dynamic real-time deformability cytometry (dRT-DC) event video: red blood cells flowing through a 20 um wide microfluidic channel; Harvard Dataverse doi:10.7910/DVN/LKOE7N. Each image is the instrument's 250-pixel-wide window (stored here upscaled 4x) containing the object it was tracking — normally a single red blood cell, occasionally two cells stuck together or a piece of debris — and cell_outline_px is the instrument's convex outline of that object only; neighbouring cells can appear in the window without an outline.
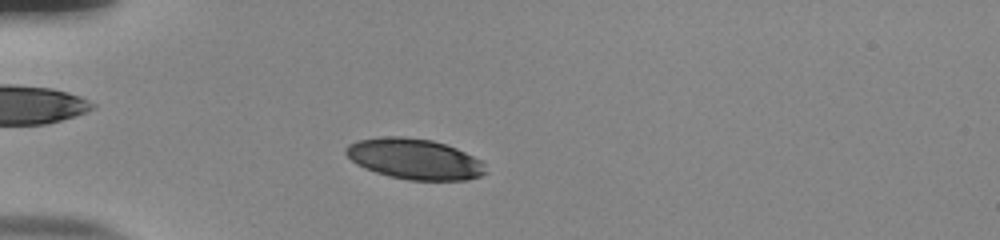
{"species": "human", "species_latin": "Homo sapiens", "temperature_condition": "room temperature", "stored_images_in_passage": 49, "camera_frame_rate_fps": 3000, "um_per_image_px": 0.085, "donor": {"sex": "male"}, "frame": {"image": 1, "passage_image": 10, "time_ms": 3.0, "image_size_px": [1000, 240], "cell_outline_px": [[488, 172], [480, 176], [468, 180], [408, 180], [388, 176], [364, 168], [356, 164], [344, 152], [344, 148], [348, 144], [356, 140], [384, 136], [404, 136], [432, 140], [456, 148], [480, 160], [484, 164]], "centroid_in_image_um": [35.21, 13.51], "position_along_channel_um": 49.8, "area_um2": 33.23}}
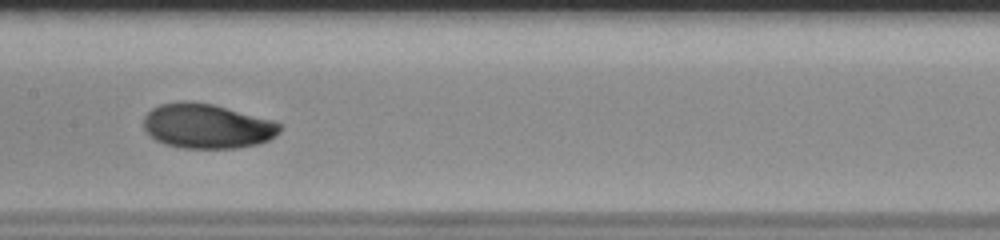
{"frame": {"image": 2, "passage_image": 23, "time_ms": 7.333, "image_size_px": [1000, 240], "cell_outline_px": [[284, 124], [280, 132], [276, 136], [268, 140], [256, 144], [236, 148], [184, 148], [164, 144], [156, 140], [144, 128], [144, 116], [152, 108], [160, 104], [180, 100], [184, 100], [212, 104], [272, 120]], "centroid_in_image_um": [17.61, 10.71], "position_along_channel_um": 189.8, "area_um2": 35.49}}
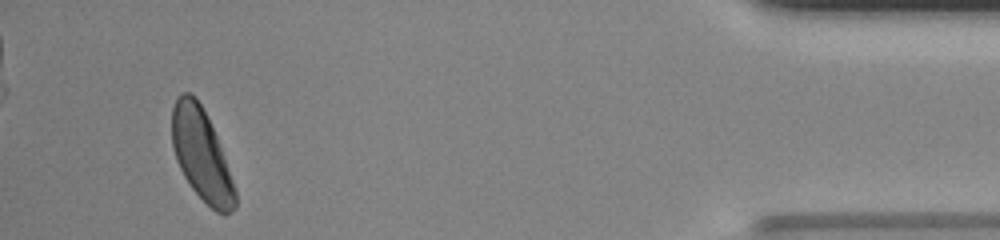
{"frame": {"image": 3, "passage_image": 46, "time_ms": 15.0, "image_size_px": [1000, 240], "cell_outline_px": [[236, 208], [224, 216], [216, 212], [192, 188], [184, 176], [176, 160], [172, 144], [172, 108], [176, 100], [184, 92], [188, 92], [196, 96], [216, 136], [232, 180], [236, 192]], "centroid_in_image_um": [17.11, 13.18], "position_along_channel_um": 418.1, "area_um2": 33.0}, "authors_computed_cell_mechanics": {"area_um2": 33.9864, "velocity_mm_per_s": 3.7645, "shape_relaxation_time_tau1_ms": 2.9273, "shape_relaxation_time_tau2_ms": null, "deformation_change_tau1": 0.1157, "deformation_change_tau2": null}}